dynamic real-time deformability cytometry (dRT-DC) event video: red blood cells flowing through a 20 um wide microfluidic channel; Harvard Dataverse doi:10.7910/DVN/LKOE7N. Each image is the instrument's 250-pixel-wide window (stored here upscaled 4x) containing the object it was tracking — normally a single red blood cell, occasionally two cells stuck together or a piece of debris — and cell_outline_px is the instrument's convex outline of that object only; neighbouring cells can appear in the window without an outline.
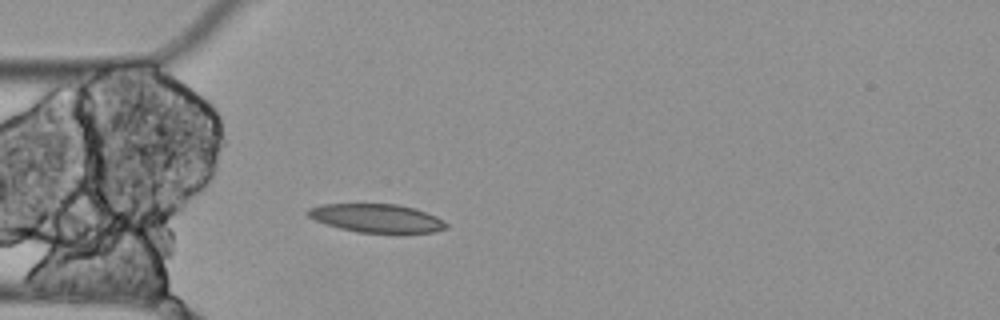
{"species": "Egyptian fruit bat (a non-hibernating species)", "species_latin": "Rousettus aegyptiacus", "temperature_condition": "cold", "stored_images_in_passage": 4, "camera_frame_rate_fps": 3000, "um_per_image_px": 0.085, "animal": {"sex": "female"}, "frame": {"image": 1, "passage_image": 4, "time_ms": 1.0, "image_size_px": [1000, 320], "cell_outline_px": [[448, 228], [436, 232], [400, 236], [360, 232], [340, 228], [316, 220], [308, 216], [304, 212], [308, 208], [320, 204], [396, 204], [416, 208], [436, 216], [444, 220], [448, 224]], "centroid_in_image_um": [32.12, 18.59], "position_along_channel_um": 52.9, "area_um2": 23.93}}